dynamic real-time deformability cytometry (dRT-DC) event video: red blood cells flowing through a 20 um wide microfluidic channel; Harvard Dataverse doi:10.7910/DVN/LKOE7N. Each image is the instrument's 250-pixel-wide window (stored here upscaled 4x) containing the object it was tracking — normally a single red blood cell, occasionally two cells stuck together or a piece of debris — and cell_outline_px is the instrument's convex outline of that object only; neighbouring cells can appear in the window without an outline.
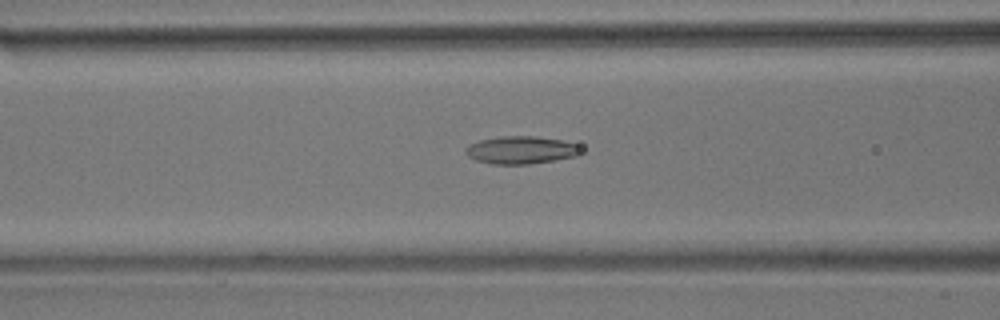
{"species": "common noctule bat (a hibernating species)", "species_latin": "Nyctalus noctula", "temperature_condition": "room temperature", "stored_images_in_passage": 40, "camera_frame_rate_fps": 3000, "um_per_image_px": 0.085, "animal": {"sex": "male", "body_mass_g": 17.9}, "frame": {"image": 1, "passage_image": 6, "time_ms": 1.667, "image_size_px": [1000, 320], "cell_outline_px": [[584, 152], [576, 156], [556, 160], [528, 164], [492, 164], [476, 160], [468, 156], [464, 152], [464, 148], [468, 144], [480, 140], [500, 136], [536, 136], [560, 140], [580, 144], [584, 148]], "centroid_in_image_um": [44.33, 12.75], "position_along_channel_um": 122.3, "area_um2": 18.96}}
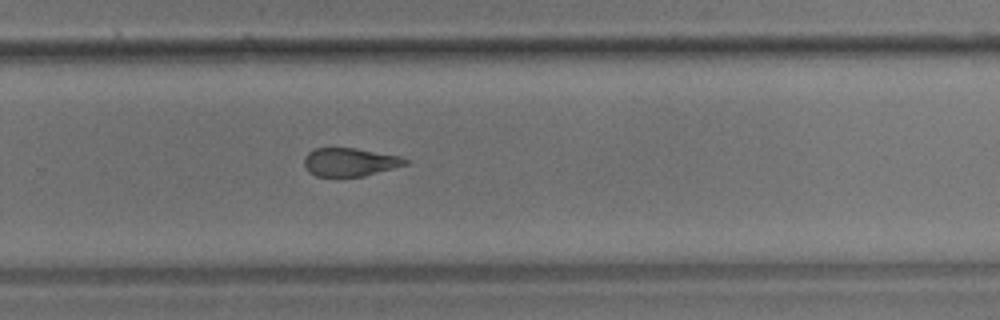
{"frame": {"image": 2, "passage_image": 21, "time_ms": 6.667, "image_size_px": [1000, 320], "cell_outline_px": [[408, 164], [364, 176], [336, 180], [316, 176], [308, 172], [304, 164], [304, 156], [308, 152], [316, 148], [356, 148], [400, 156], [408, 160]], "centroid_in_image_um": [29.68, 13.82], "position_along_channel_um": 300.1, "area_um2": 17.34}}
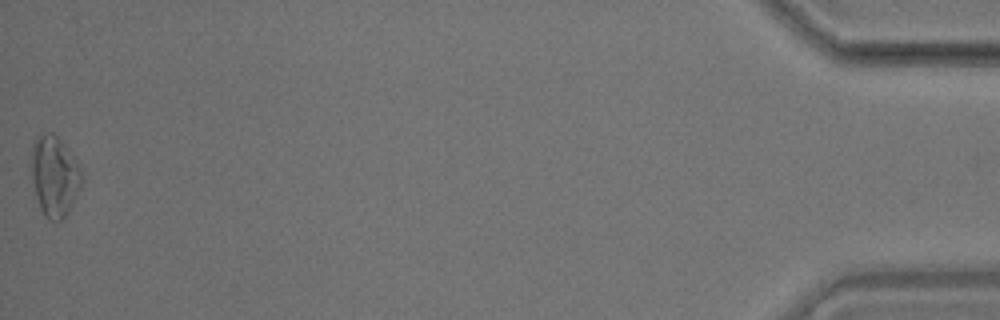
{"frame": {"image": 3, "passage_image": 40, "time_ms": 13.0, "image_size_px": [1000, 320], "cell_outline_px": [[84, 180], [68, 212], [56, 224], [48, 220], [44, 216], [40, 208], [36, 196], [28, 164], [32, 144], [36, 136], [44, 132], [52, 132], [64, 144], [80, 168], [84, 176]], "centroid_in_image_um": [4.59, 14.96], "position_along_channel_um": 430.6, "area_um2": 24.22}, "authors_computed_cell_mechanics": {"area_um2": 18.0336, "velocity_mm_per_s": 3.5626, "shape_relaxation_time_tau1_ms": null, "shape_relaxation_time_tau2_ms": 3.7607, "deformation_change_tau1": null, "deformation_change_tau2": 0.0765}}